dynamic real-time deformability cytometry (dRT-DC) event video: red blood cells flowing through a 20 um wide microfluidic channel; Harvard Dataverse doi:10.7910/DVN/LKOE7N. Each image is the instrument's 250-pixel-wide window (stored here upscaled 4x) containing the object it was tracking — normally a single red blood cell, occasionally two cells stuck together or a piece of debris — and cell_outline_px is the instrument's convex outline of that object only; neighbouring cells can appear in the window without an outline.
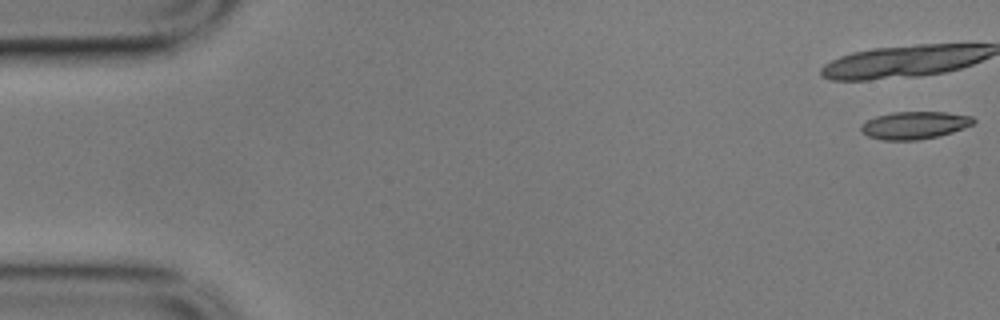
{"species": "common noctule bat (a hibernating species)", "species_latin": "Nyctalus noctula", "temperature_condition": "cold", "stored_images_in_passage": 20, "camera_frame_rate_fps": 3000, "um_per_image_px": 0.085, "animal": {"sex": "male", "body_mass_g": 17.9}, "frame": {"image": 1, "passage_image": 1, "time_ms": 0.0, "image_size_px": [1000, 320], "cell_outline_px": [[976, 120], [972, 124], [964, 128], [952, 132], [936, 136], [916, 140], [880, 140], [868, 136], [860, 132], [860, 128], [868, 120], [876, 116], [892, 112], [948, 112], [972, 116]], "centroid_in_image_um": [77.73, 10.64], "position_along_channel_um": 7.3, "area_um2": 17.98}}